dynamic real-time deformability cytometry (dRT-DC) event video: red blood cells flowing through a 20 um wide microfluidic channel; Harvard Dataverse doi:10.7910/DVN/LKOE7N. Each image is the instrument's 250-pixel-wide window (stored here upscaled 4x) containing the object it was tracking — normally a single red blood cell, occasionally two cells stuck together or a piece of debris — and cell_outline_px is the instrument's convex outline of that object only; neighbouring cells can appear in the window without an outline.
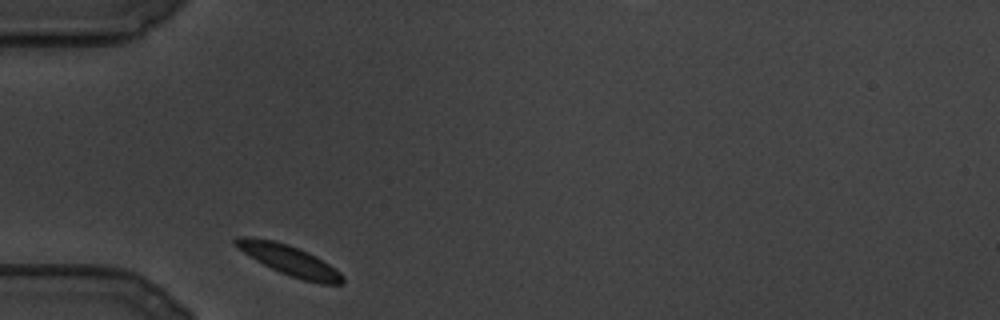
{"species": "common noctule bat (a hibernating species)", "species_latin": "Nyctalus noctula", "temperature_condition": "cold", "stored_images_in_passage": 73, "camera_frame_rate_fps": 3000, "um_per_image_px": 0.085, "animal": {"sex": "male", "body_mass_g": 19.5, "forearm_length_mm": 54.6}, "frame": {"image": 1, "passage_image": 1, "time_ms": 0.0, "image_size_px": [1000, 320], "cell_outline_px": [[344, 284], [320, 284], [304, 280], [280, 272], [256, 260], [232, 244], [232, 240], [236, 236], [252, 236], [272, 240], [288, 244], [308, 252], [316, 256], [340, 272], [344, 276]], "centroid_in_image_um": [24.57, 22.1], "position_along_channel_um": 60.4, "area_um2": 18.79}}
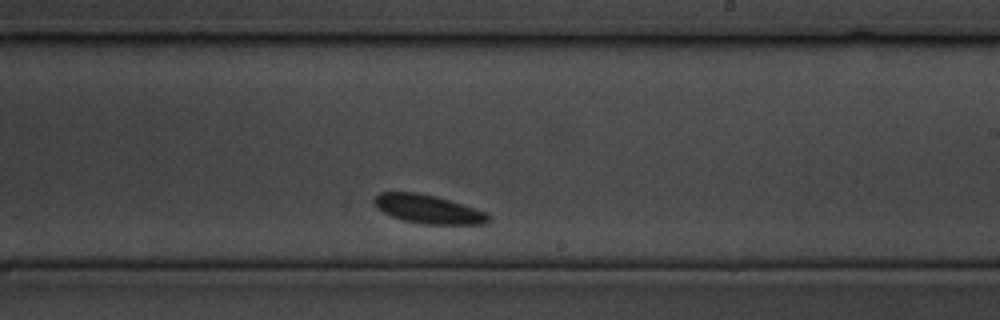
{"frame": {"image": 2, "passage_image": 39, "time_ms": 12.667, "image_size_px": [1000, 320], "cell_outline_px": [[488, 220], [484, 224], [424, 224], [404, 220], [392, 216], [384, 212], [372, 200], [380, 192], [416, 192], [448, 200], [488, 212]], "centroid_in_image_um": [36.4, 17.78], "position_along_channel_um": 252.6, "area_um2": 18.61}}
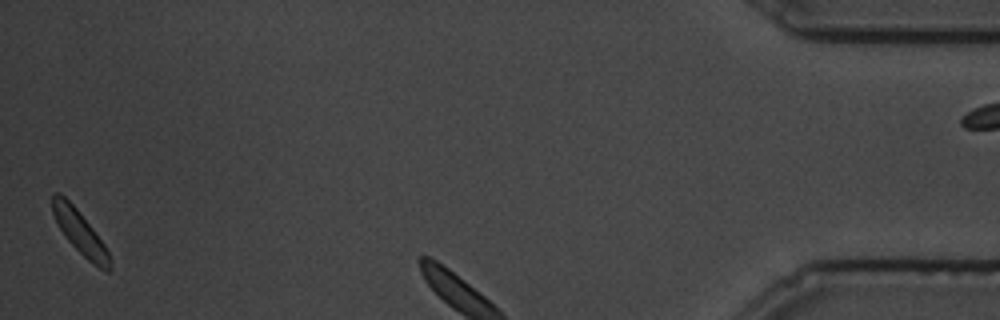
{"frame": {"image": 3, "passage_image": 71, "time_ms": 23.333, "image_size_px": [1000, 320], "cell_outline_px": [[112, 268], [108, 272], [100, 268], [88, 260], [68, 240], [60, 228], [52, 212], [52, 192], [60, 192], [76, 208], [92, 228], [104, 244], [108, 252]], "centroid_in_image_um": [6.79, 19.73], "position_along_channel_um": 428.4, "area_um2": 14.1}}